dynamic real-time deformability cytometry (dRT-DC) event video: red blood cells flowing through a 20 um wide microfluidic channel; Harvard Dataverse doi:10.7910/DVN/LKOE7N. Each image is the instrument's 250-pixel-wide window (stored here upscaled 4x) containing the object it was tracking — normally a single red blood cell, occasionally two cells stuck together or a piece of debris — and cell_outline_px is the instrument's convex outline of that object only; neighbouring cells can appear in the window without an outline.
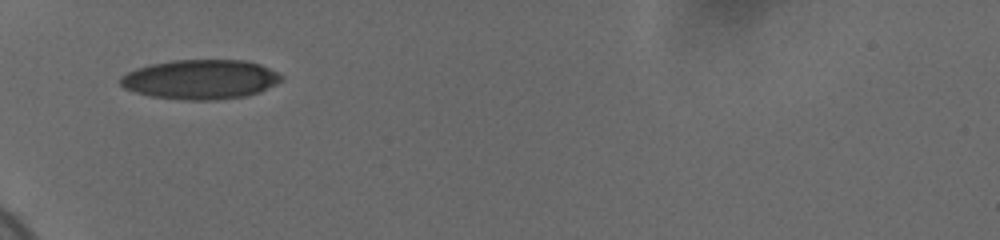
{"species": "human", "species_latin": "Homo sapiens", "temperature_condition": "cold", "stored_images_in_passage": 37, "camera_frame_rate_fps": 3000, "um_per_image_px": 0.085, "donor": {"sex": "female"}, "frame": {"image": 1, "passage_image": 1, "time_ms": 0.0, "image_size_px": [1000, 240], "cell_outline_px": [[284, 76], [276, 84], [260, 92], [244, 96], [216, 100], [188, 100], [152, 96], [136, 92], [124, 88], [120, 84], [120, 76], [136, 68], [148, 64], [172, 60], [244, 60], [260, 64]], "centroid_in_image_um": [17.03, 6.74], "position_along_channel_um": 68.0, "area_um2": 37.05}}
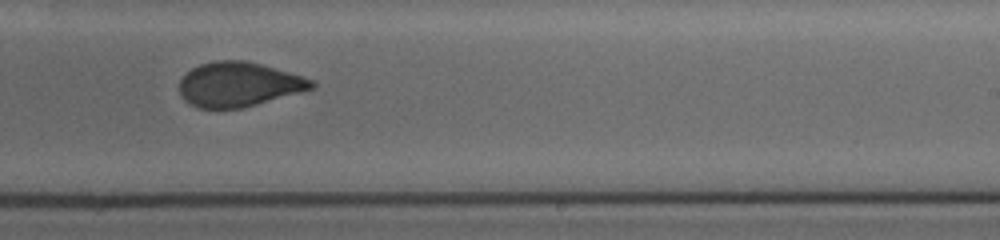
{"frame": {"image": 2, "passage_image": 18, "time_ms": 5.667, "image_size_px": [1000, 240], "cell_outline_px": [[316, 88], [256, 104], [240, 108], [200, 108], [184, 100], [180, 96], [180, 80], [192, 68], [200, 64], [216, 60], [244, 60], [260, 64], [316, 80]], "centroid_in_image_um": [20.31, 7.17], "position_along_channel_um": 268.7, "area_um2": 34.1}}
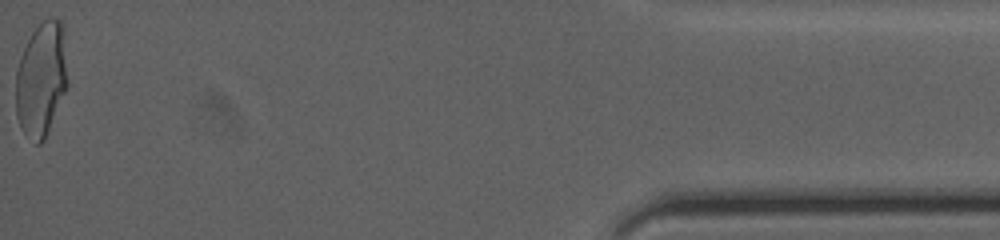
{"frame": {"image": 3, "passage_image": 37, "time_ms": 12.0, "image_size_px": [1000, 240], "cell_outline_px": [[68, 88], [44, 140], [40, 144], [36, 144], [20, 128], [16, 116], [16, 68], [20, 56], [32, 32], [48, 16], [52, 16], [60, 20], [64, 28], [68, 80]], "centroid_in_image_um": [3.53, 6.72], "position_along_channel_um": 431.7, "area_um2": 35.14}, "authors_computed_cell_mechanics": {"area_um2": 34.9112, "velocity_mm_per_s": 3.6916, "shape_relaxation_time_tau1_ms": 5.5982, "shape_relaxation_time_tau2_ms": 1.2499, "deformation_change_tau1": 0.1512, "deformation_change_tau2": 0.0616}}